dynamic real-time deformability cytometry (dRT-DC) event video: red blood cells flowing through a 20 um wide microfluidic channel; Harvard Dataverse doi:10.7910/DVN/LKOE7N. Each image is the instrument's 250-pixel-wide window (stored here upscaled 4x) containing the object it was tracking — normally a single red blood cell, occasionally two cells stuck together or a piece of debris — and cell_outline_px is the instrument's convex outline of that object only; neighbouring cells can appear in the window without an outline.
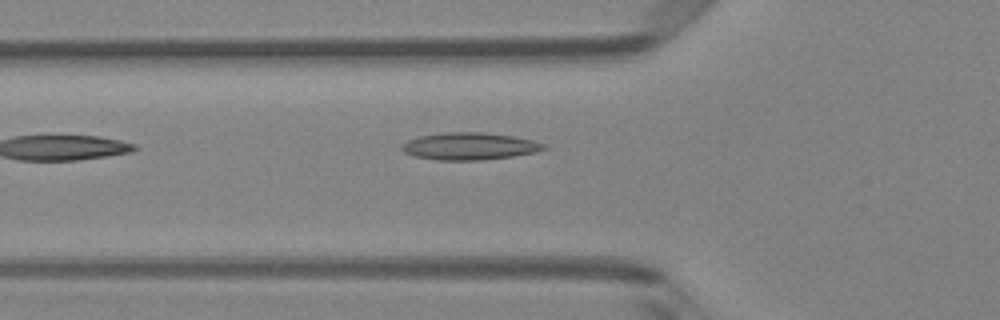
{"species": "Egyptian fruit bat (a non-hibernating species)", "species_latin": "Rousettus aegyptiacus", "temperature_condition": "room temperature", "stored_images_in_passage": 5, "camera_frame_rate_fps": 3000, "um_per_image_px": 0.085, "animal": {"sex": "female"}, "frame": {"image": 1, "passage_image": 5, "time_ms": 1.333, "image_size_px": [1000, 320], "cell_outline_px": [[548, 148], [536, 152], [512, 156], [480, 160], [436, 160], [416, 156], [404, 152], [400, 148], [400, 144], [408, 140], [420, 136], [444, 132], [484, 132], [512, 136], [532, 140], [544, 144]], "centroid_in_image_um": [39.89, 12.42], "position_along_channel_um": 85.9, "area_um2": 22.48}}